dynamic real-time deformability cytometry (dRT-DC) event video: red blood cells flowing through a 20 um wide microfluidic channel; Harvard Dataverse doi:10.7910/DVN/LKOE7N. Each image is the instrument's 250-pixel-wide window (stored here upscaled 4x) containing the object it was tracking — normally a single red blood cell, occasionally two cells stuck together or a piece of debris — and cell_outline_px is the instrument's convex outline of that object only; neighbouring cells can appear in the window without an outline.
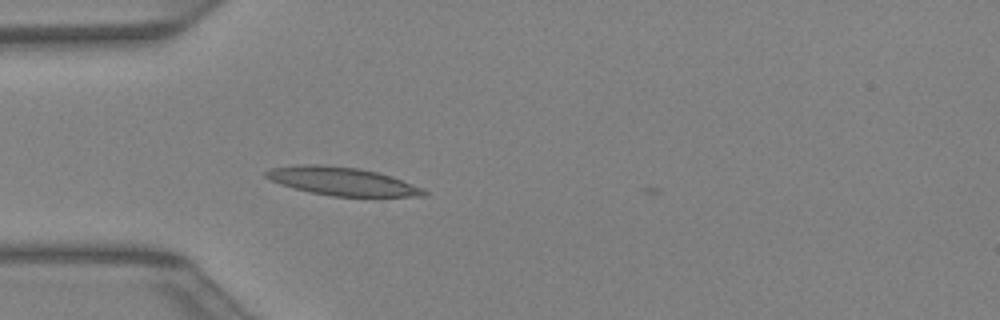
{"species": "Egyptian fruit bat (a non-hibernating species)", "species_latin": "Rousettus aegyptiacus", "temperature_condition": "warm", "stored_images_in_passage": 7, "camera_frame_rate_fps": 3000, "um_per_image_px": 0.085, "animal": {"sex": "female"}, "frame": {"image": 1, "passage_image": 3, "time_ms": 0.667, "image_size_px": [1000, 320], "cell_outline_px": [[428, 196], [332, 196], [308, 192], [280, 184], [264, 176], [264, 172], [272, 168], [296, 164], [320, 164], [360, 168], [380, 172], [392, 176], [424, 188], [428, 192]], "centroid_in_image_um": [29.1, 15.4], "position_along_channel_um": 55.9, "area_um2": 26.18}}
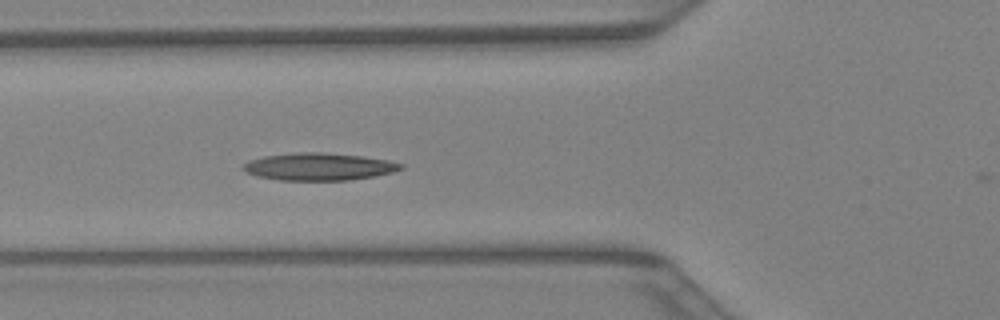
{"frame": {"image": 2, "passage_image": 6, "time_ms": 1.667, "image_size_px": [1000, 320], "cell_outline_px": [[404, 168], [392, 172], [372, 176], [348, 180], [280, 180], [256, 176], [240, 168], [248, 160], [264, 156], [300, 152], [324, 152], [360, 156], [388, 160], [404, 164]], "centroid_in_image_um": [27.08, 14.16], "position_along_channel_um": 98.7, "area_um2": 25.03}}